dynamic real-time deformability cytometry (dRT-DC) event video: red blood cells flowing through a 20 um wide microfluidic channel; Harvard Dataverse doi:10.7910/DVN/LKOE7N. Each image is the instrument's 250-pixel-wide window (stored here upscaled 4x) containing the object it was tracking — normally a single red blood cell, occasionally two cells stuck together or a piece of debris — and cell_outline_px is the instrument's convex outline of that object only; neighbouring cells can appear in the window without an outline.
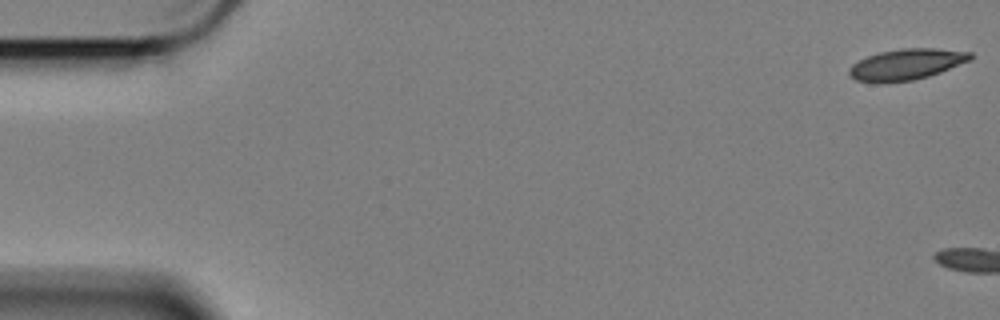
{"species": "Egyptian fruit bat (a non-hibernating species)", "species_latin": "Rousettus aegyptiacus", "temperature_condition": "cold", "stored_images_in_passage": 3, "camera_frame_rate_fps": 3000, "um_per_image_px": 0.085, "animal": {"sex": "female"}, "frame": {"image": 1, "passage_image": 1, "time_ms": 0.0, "image_size_px": [1000, 320], "cell_outline_px": [[972, 56], [968, 60], [940, 72], [928, 76], [912, 80], [884, 84], [876, 84], [856, 80], [848, 72], [848, 68], [852, 64], [868, 56], [880, 52], [904, 48], [936, 48], [972, 52]], "centroid_in_image_um": [76.99, 5.49], "position_along_channel_um": 8.0, "area_um2": 21.85}}